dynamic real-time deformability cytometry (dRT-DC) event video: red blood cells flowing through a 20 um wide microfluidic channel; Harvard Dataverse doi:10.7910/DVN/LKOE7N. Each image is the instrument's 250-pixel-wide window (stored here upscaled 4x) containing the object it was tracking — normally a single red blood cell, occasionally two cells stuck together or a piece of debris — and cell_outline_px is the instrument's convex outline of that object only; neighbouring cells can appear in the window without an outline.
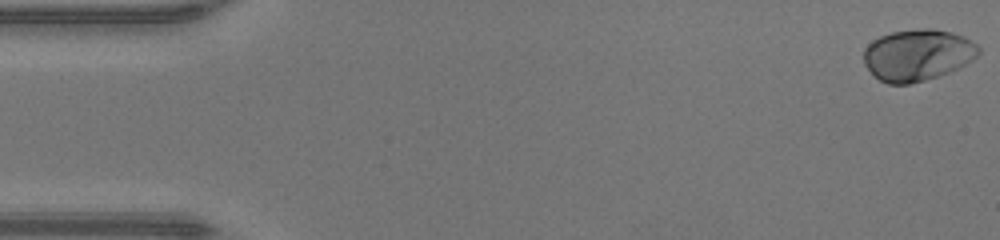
{"species": "human", "species_latin": "Homo sapiens", "temperature_condition": "warm", "stored_images_in_passage": 47, "camera_frame_rate_fps": 3000, "um_per_image_px": 0.085, "donor": {"sex": "male"}, "frame": {"image": 1, "passage_image": 1, "time_ms": 0.0, "image_size_px": [1000, 240], "cell_outline_px": [[980, 52], [972, 60], [948, 72], [924, 80], [908, 84], [888, 84], [880, 80], [864, 64], [864, 48], [872, 40], [880, 36], [892, 32], [920, 28], [932, 28], [952, 32], [964, 36], [976, 44], [980, 48]], "centroid_in_image_um": [77.98, 4.65], "position_along_channel_um": 7.0, "area_um2": 34.28}}
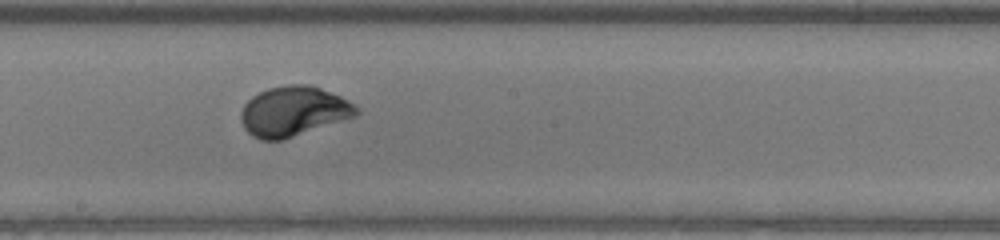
{"frame": {"image": 2, "passage_image": 26, "time_ms": 8.333, "image_size_px": [1000, 240], "cell_outline_px": [[360, 112], [356, 116], [280, 140], [260, 140], [252, 136], [244, 128], [240, 120], [240, 112], [244, 104], [252, 96], [268, 88], [288, 84], [308, 84], [320, 88], [340, 96], [356, 104], [360, 108]], "centroid_in_image_um": [24.94, 9.45], "position_along_channel_um": 223.3, "area_um2": 33.52}}
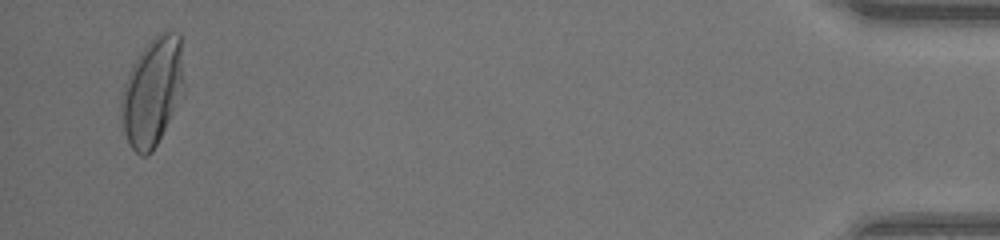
{"frame": {"image": 3, "passage_image": 46, "time_ms": 15.0, "image_size_px": [1000, 240], "cell_outline_px": [[184, 96], [152, 152], [144, 156], [140, 156], [132, 148], [124, 132], [120, 108], [120, 96], [128, 72], [132, 64], [140, 52], [160, 32], [180, 32], [184, 84]], "centroid_in_image_um": [12.97, 7.81], "position_along_channel_um": 422.2, "area_um2": 39.88}, "authors_computed_cell_mechanics": {"area_um2": 33.524, "velocity_mm_per_s": 4.3591, "shape_relaxation_time_tau1_ms": 1.8216, "shape_relaxation_time_tau2_ms": null, "deformation_change_tau1": 0.1535, "deformation_change_tau2": null}}